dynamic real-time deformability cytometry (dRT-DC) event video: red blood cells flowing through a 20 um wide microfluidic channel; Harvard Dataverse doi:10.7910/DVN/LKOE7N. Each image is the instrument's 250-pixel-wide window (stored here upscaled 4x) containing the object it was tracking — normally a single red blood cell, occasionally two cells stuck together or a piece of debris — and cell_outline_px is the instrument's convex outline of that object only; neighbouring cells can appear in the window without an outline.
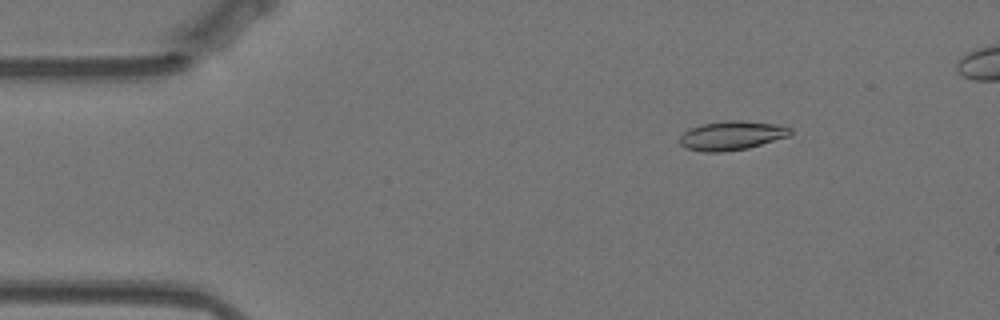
{"species": "Egyptian fruit bat (a non-hibernating species)", "species_latin": "Rousettus aegyptiacus", "temperature_condition": "warm", "stored_images_in_passage": 54, "camera_frame_rate_fps": 3000, "um_per_image_px": 0.085, "animal": {"sex": "female"}, "frame": {"image": 1, "passage_image": 8, "time_ms": 2.333, "image_size_px": [1000, 320], "cell_outline_px": [[792, 132], [788, 136], [748, 148], [720, 152], [704, 152], [688, 148], [680, 144], [680, 136], [688, 128], [704, 124], [724, 120], [740, 120], [780, 124], [792, 128]], "centroid_in_image_um": [62.21, 11.5], "position_along_channel_um": 22.8, "area_um2": 18.73}}
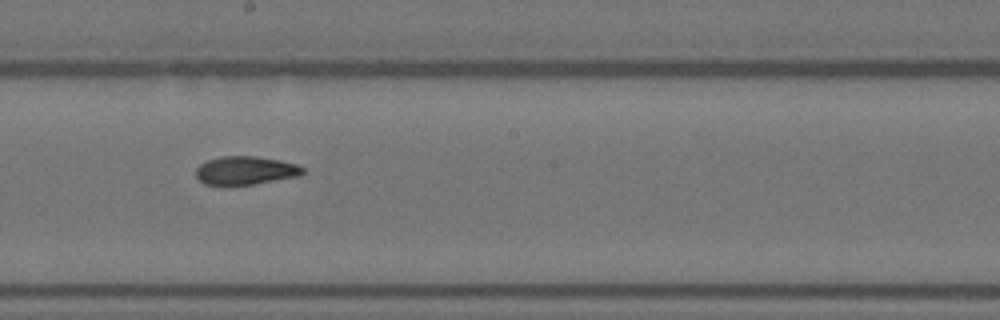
{"frame": {"image": 2, "passage_image": 31, "time_ms": 10.0, "image_size_px": [1000, 320], "cell_outline_px": [[304, 172], [300, 176], [252, 184], [204, 184], [196, 176], [196, 168], [200, 164], [208, 160], [220, 156], [256, 156], [280, 160], [296, 164], [304, 168]], "centroid_in_image_um": [20.88, 14.47], "position_along_channel_um": 227.3, "area_um2": 17.51}}
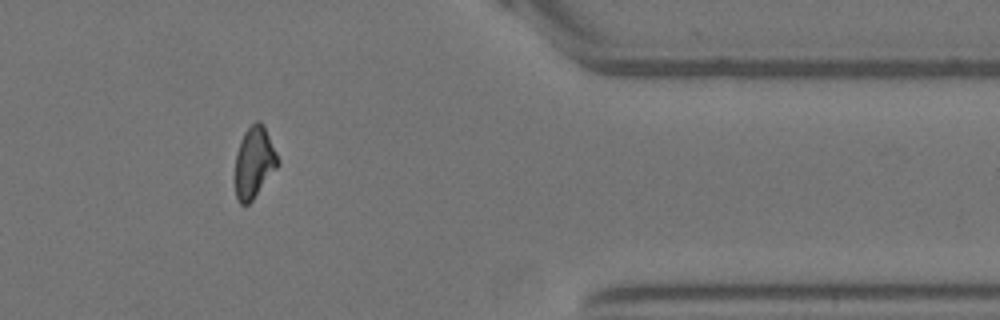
{"frame": {"image": 3, "passage_image": 47, "time_ms": 15.333, "image_size_px": [1000, 320], "cell_outline_px": [[280, 164], [252, 200], [248, 204], [240, 204], [236, 196], [236, 152], [240, 140], [244, 132], [256, 120], [260, 120], [264, 124], [276, 152]], "centroid_in_image_um": [21.61, 13.77], "position_along_channel_um": 389.8, "area_um2": 17.63}}